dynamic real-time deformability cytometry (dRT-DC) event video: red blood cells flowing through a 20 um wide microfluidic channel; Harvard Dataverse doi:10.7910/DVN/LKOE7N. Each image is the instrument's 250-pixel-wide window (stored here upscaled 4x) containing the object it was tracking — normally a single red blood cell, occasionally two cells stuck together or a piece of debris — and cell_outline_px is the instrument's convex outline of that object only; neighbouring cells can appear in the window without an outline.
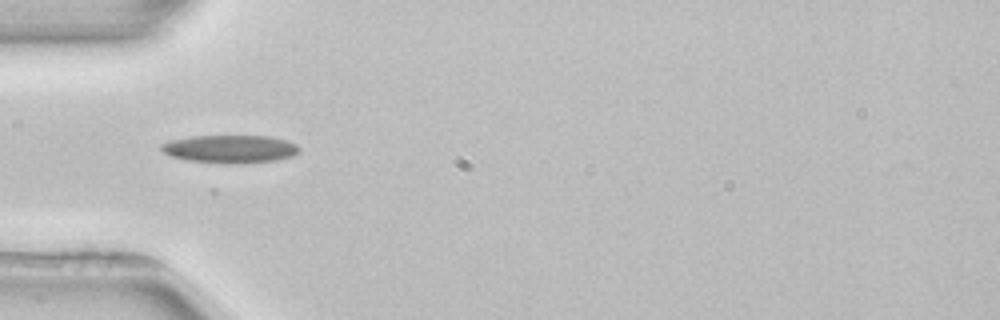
{"species": "common noctule bat (a hibernating species)", "species_latin": "Nyctalus noctula", "temperature_condition": "room temperature", "stored_images_in_passage": 1, "camera_frame_rate_fps": 3000, "um_per_image_px": 0.085, "animal": {"sex": "female", "body_mass_g": 22.7, "forearm_length_mm": 54.2}, "frame": {"image": 1, "passage_image": 1, "time_ms": 0.0, "image_size_px": [1000, 320], "cell_outline_px": [[300, 152], [292, 156], [276, 160], [244, 164], [220, 164], [188, 160], [172, 156], [164, 152], [160, 148], [160, 144], [172, 140], [192, 136], [268, 136], [288, 140], [296, 144], [300, 148]], "centroid_in_image_um": [19.6, 12.67], "position_along_channel_um": 65.4, "area_um2": 22.72}}